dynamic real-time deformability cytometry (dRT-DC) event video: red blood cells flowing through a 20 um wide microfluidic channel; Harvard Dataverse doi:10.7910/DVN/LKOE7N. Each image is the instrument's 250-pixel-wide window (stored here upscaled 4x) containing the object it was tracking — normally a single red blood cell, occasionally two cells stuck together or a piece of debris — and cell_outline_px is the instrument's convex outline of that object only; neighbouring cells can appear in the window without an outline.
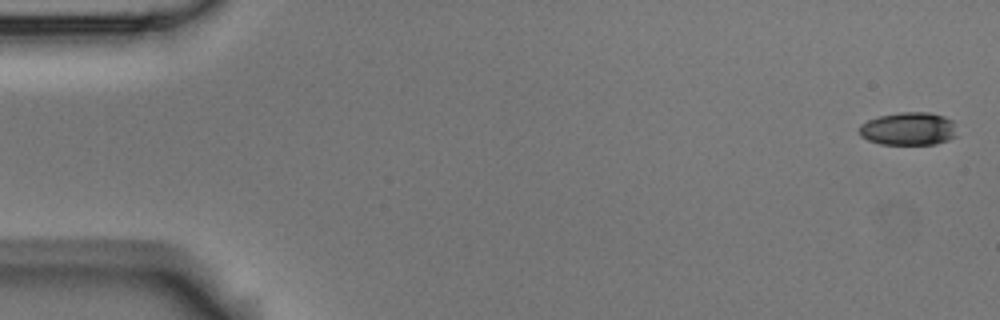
{"species": "Egyptian fruit bat (a non-hibernating species)", "species_latin": "Rousettus aegyptiacus", "temperature_condition": "room temperature", "stored_images_in_passage": 9, "camera_frame_rate_fps": 3000, "um_per_image_px": 0.085, "animal": {"sex": "male"}, "frame": {"image": 1, "passage_image": 1, "time_ms": 0.0, "image_size_px": [1000, 320], "cell_outline_px": [[956, 136], [948, 140], [936, 144], [880, 144], [868, 140], [860, 136], [860, 124], [868, 120], [880, 116], [900, 112], [928, 112], [944, 116], [952, 120]], "centroid_in_image_um": [77.21, 10.95], "position_along_channel_um": 7.8, "area_um2": 18.73}}
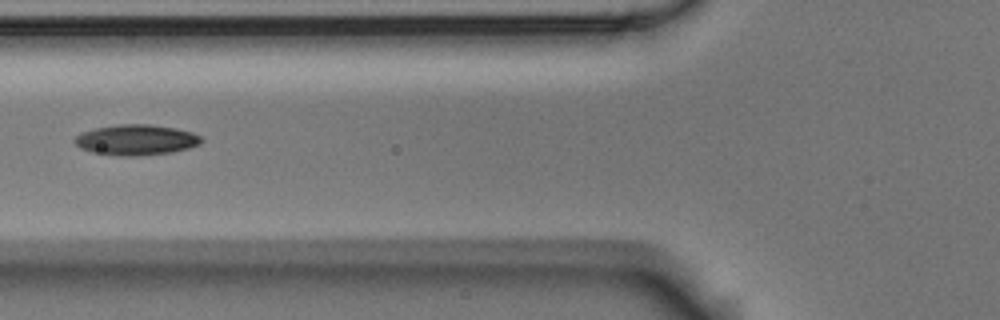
{"frame": {"image": 2, "passage_image": 6, "time_ms": 1.667, "image_size_px": [1000, 320], "cell_outline_px": [[204, 140], [200, 144], [188, 148], [172, 152], [136, 156], [116, 156], [92, 152], [80, 148], [72, 140], [80, 132], [96, 128], [120, 124], [148, 124], [176, 128], [192, 132], [200, 136]], "centroid_in_image_um": [11.56, 11.89], "position_along_channel_um": 114.2, "area_um2": 22.66}}
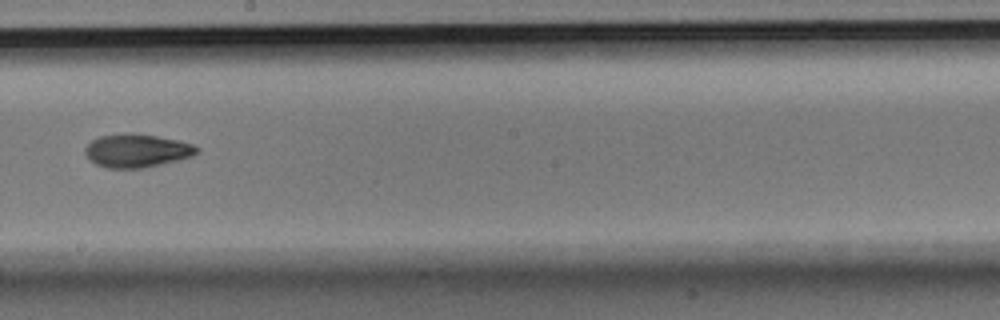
{"frame": {"image": 3, "passage_image": 9, "time_ms": 2.667, "image_size_px": [1000, 320], "cell_outline_px": [[200, 152], [192, 156], [144, 168], [108, 168], [96, 164], [84, 152], [84, 148], [92, 140], [100, 136], [156, 136], [176, 140], [192, 144], [200, 148]], "centroid_in_image_um": [11.66, 12.85], "position_along_channel_um": 236.5, "area_um2": 20.75}}